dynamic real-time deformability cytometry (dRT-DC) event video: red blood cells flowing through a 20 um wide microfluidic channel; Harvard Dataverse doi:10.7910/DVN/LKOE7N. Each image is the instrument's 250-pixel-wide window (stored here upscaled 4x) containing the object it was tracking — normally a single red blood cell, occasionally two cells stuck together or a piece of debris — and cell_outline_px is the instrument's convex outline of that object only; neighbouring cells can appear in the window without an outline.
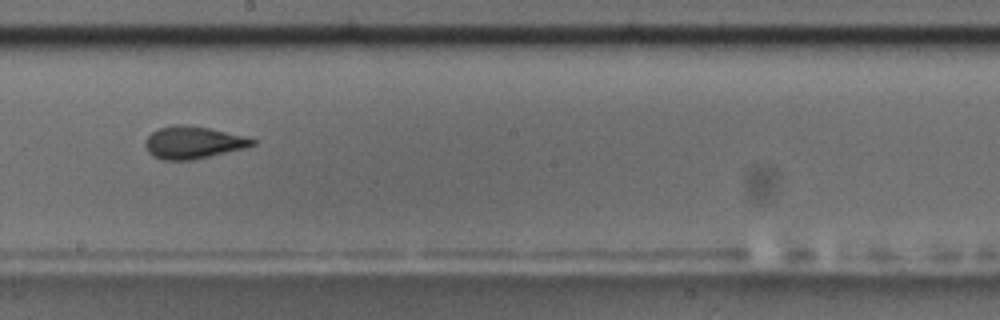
{"species": "common noctule bat (a hibernating species)", "species_latin": "Nyctalus noctula", "temperature_condition": "room temperature", "stored_images_in_passage": 10, "camera_frame_rate_fps": 3000, "um_per_image_px": 0.085, "animal": {"sex": "male", "body_mass_g": 17.5, "forearm_length_mm": 52.3}, "frame": {"image": 1, "passage_image": 9, "time_ms": 2.667, "image_size_px": [1000, 320], "cell_outline_px": [[256, 144], [244, 148], [192, 160], [164, 160], [152, 156], [148, 152], [144, 144], [144, 140], [152, 132], [160, 128], [172, 124], [184, 124], [208, 128], [244, 136], [256, 140]], "centroid_in_image_um": [16.37, 12.11], "position_along_channel_um": 231.8, "area_um2": 20.11}}